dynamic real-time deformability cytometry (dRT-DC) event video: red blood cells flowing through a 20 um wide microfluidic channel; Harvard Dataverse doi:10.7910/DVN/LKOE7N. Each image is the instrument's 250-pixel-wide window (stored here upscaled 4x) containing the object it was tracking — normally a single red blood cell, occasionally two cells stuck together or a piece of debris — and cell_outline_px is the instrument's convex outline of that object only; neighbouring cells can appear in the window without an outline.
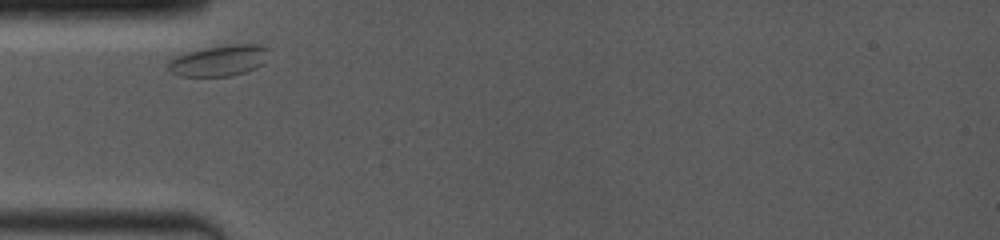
{"species": "common noctule bat (a hibernating species)", "species_latin": "Nyctalus noctula", "temperature_condition": "room temperature", "stored_images_in_passage": 28, "camera_frame_rate_fps": 4000, "um_per_image_px": 0.085, "animal": {"sex": "female", "body_mass_g": 19.0, "forearm_length_mm": 53.3}, "frame": {"image": 1, "passage_image": 1, "time_ms": 0.0, "image_size_px": [1000, 240], "cell_outline_px": [[272, 48], [260, 64], [256, 68], [232, 76], [180, 76], [172, 72], [168, 68], [168, 64], [172, 60], [188, 52], [204, 48], [232, 44], [256, 44]], "centroid_in_image_um": [18.67, 5.15], "position_along_channel_um": 66.3, "area_um2": 17.8}}
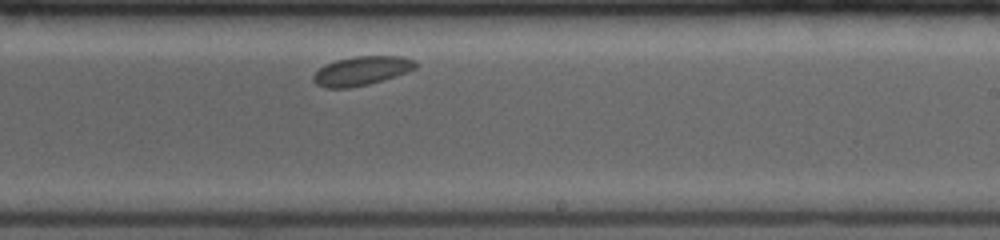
{"frame": {"image": 2, "passage_image": 16, "time_ms": 5.25, "image_size_px": [1000, 240], "cell_outline_px": [[416, 68], [408, 72], [384, 80], [368, 84], [348, 88], [328, 88], [316, 84], [312, 80], [312, 76], [324, 64], [336, 60], [352, 56], [404, 56], [412, 60], [416, 64]], "centroid_in_image_um": [30.72, 6.02], "position_along_channel_um": 258.3, "area_um2": 17.34}}
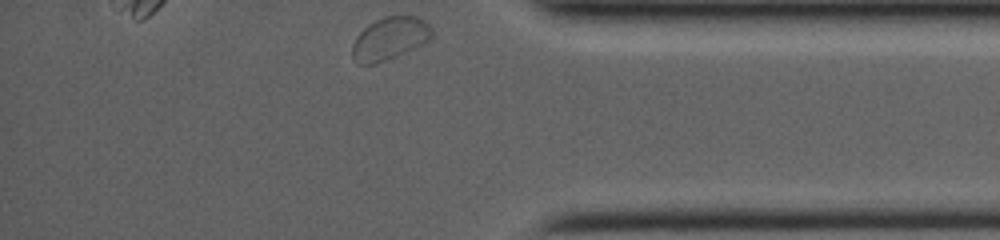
{"frame": {"image": 3, "passage_image": 28, "time_ms": 9.25, "image_size_px": [1000, 240], "cell_outline_px": [[432, 36], [428, 40], [420, 44], [376, 64], [356, 64], [352, 56], [352, 44], [356, 36], [368, 24], [384, 16], [416, 16], [424, 20], [432, 28]], "centroid_in_image_um": [33.08, 3.26], "position_along_channel_um": 402.1, "area_um2": 19.48}, "authors_computed_cell_mechanics": {"area_um2": 17.2244, "velocity_mm_per_s": 3.6824, "shape_relaxation_time_tau1_ms": 0.3221, "shape_relaxation_time_tau2_ms": null, "deformation_change_tau1": null, "deformation_change_tau2": null}}